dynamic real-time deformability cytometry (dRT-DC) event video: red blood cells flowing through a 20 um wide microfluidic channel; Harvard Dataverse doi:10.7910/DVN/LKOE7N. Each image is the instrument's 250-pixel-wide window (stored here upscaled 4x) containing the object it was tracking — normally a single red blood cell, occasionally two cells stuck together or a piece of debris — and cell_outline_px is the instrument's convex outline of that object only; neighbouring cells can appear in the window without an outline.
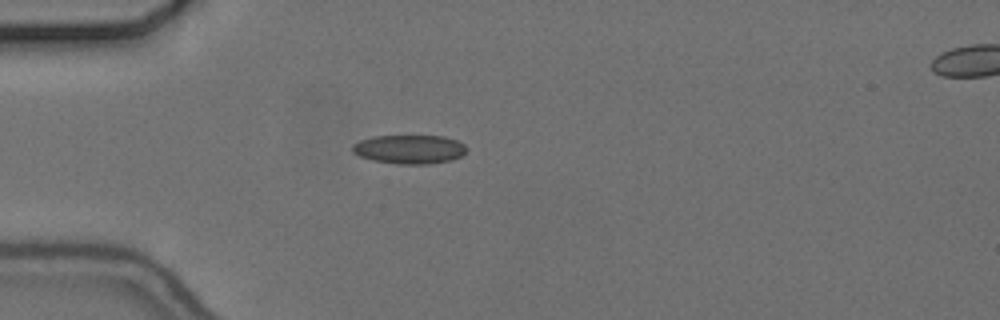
{"species": "common noctule bat (a hibernating species)", "species_latin": "Nyctalus noctula", "temperature_condition": "cold", "stored_images_in_passage": 41, "camera_frame_rate_fps": 3000, "um_per_image_px": 0.085, "animal": {"sex": "female", "body_mass_g": 24.6, "forearm_length_mm": 56.2}, "frame": {"image": 1, "passage_image": 1, "time_ms": 0.0, "image_size_px": [1000, 320], "cell_outline_px": [[468, 148], [460, 156], [452, 160], [428, 164], [396, 164], [372, 160], [360, 156], [352, 152], [352, 144], [360, 140], [372, 136], [444, 136], [456, 140], [464, 144]], "centroid_in_image_um": [34.78, 12.69], "position_along_channel_um": 50.2, "area_um2": 19.31}}
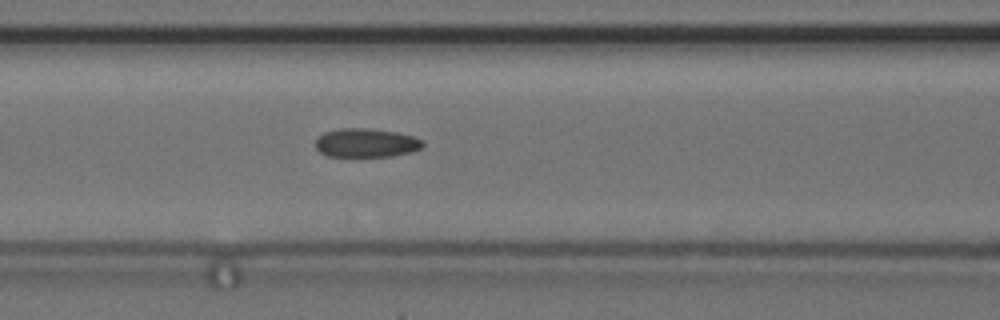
{"frame": {"image": 2, "passage_image": 9, "time_ms": 2.667, "image_size_px": [1000, 320], "cell_outline_px": [[424, 144], [420, 148], [412, 152], [392, 156], [328, 156], [320, 152], [316, 148], [316, 140], [324, 132], [340, 128], [368, 128], [396, 132], [412, 136], [424, 140]], "centroid_in_image_um": [31.13, 12.14], "position_along_channel_um": 135.5, "area_um2": 17.98}}
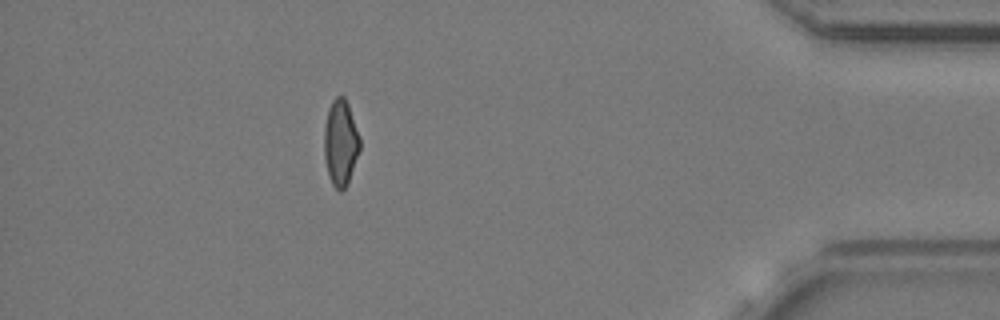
{"frame": {"image": 3, "passage_image": 35, "time_ms": 11.333, "image_size_px": [1000, 320], "cell_outline_px": [[360, 148], [348, 184], [340, 192], [332, 184], [328, 176], [324, 156], [324, 128], [328, 108], [332, 100], [336, 96], [344, 96], [348, 104], [360, 136]], "centroid_in_image_um": [28.94, 12.13], "position_along_channel_um": 406.3, "area_um2": 18.03}, "authors_computed_cell_mechanics": {"area_um2": 18.3226, "velocity_mm_per_s": 3.6814, "shape_relaxation_time_tau1_ms": 5.4573, "shape_relaxation_time_tau2_ms": 3.3509, "deformation_change_tau1": 0.1165, "deformation_change_tau2": 0.0839}}